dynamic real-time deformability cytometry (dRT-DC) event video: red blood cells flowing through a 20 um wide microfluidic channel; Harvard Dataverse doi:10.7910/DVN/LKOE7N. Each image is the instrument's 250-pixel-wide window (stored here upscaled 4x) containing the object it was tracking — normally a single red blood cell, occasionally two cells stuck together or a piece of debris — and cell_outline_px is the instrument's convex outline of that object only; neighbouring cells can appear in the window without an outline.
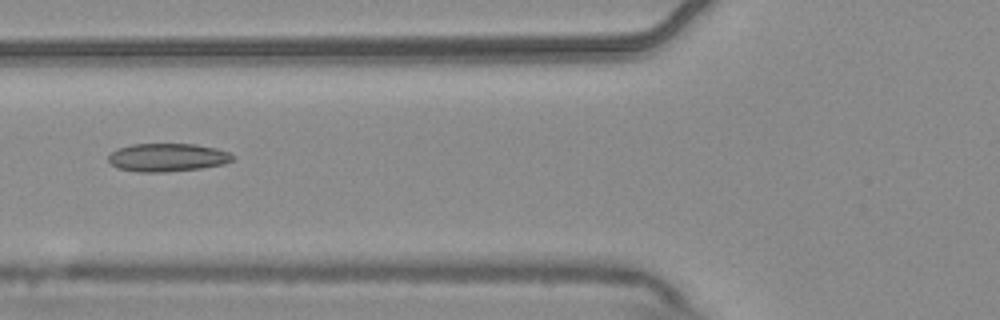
{"species": "common noctule bat (a hibernating species)", "species_latin": "Nyctalus noctula", "temperature_condition": "warm", "stored_images_in_passage": 5, "camera_frame_rate_fps": 3000, "um_per_image_px": 0.085, "animal": {"sex": "male", "body_mass_g": 20.4}, "frame": {"image": 1, "passage_image": 5, "time_ms": 1.333, "image_size_px": [1000, 320], "cell_outline_px": [[236, 160], [224, 164], [200, 168], [164, 172], [136, 172], [116, 168], [108, 160], [108, 156], [112, 152], [120, 148], [132, 144], [196, 144], [216, 148], [228, 152], [236, 156]], "centroid_in_image_um": [14.26, 13.39], "position_along_channel_um": 111.5, "area_um2": 20.52}}